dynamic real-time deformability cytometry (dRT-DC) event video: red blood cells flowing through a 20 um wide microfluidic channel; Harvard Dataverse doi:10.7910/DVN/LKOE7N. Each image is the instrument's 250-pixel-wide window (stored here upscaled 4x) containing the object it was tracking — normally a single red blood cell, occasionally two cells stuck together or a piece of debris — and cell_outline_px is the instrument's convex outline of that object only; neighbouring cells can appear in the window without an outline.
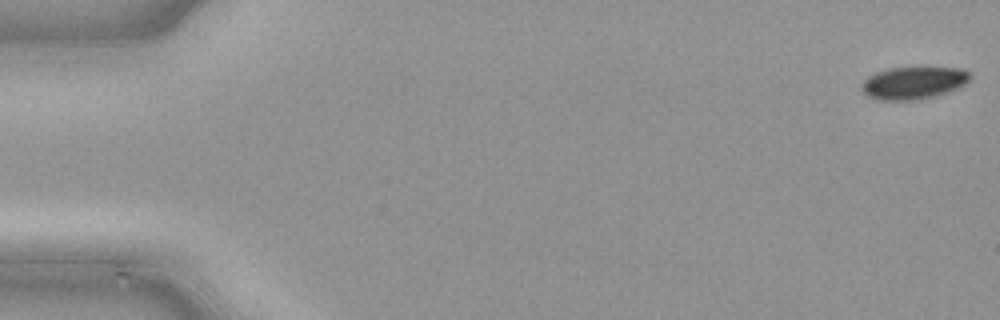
{"species": "common noctule bat (a hibernating species)", "species_latin": "Nyctalus noctula", "temperature_condition": "cold", "stored_images_in_passage": 11, "camera_frame_rate_fps": 3000, "um_per_image_px": 0.085, "animal": {"sex": "male", "body_mass_g": 21.5, "forearm_length_mm": 52.0}, "frame": {"image": 1, "passage_image": 1, "time_ms": 0.0, "image_size_px": [1000, 320], "cell_outline_px": [[972, 76], [964, 84], [956, 88], [932, 96], [912, 100], [880, 100], [868, 96], [864, 92], [864, 80], [868, 76], [876, 72], [892, 68], [960, 68], [968, 72]], "centroid_in_image_um": [77.64, 7.04], "position_along_channel_um": 7.4, "area_um2": 19.83}}